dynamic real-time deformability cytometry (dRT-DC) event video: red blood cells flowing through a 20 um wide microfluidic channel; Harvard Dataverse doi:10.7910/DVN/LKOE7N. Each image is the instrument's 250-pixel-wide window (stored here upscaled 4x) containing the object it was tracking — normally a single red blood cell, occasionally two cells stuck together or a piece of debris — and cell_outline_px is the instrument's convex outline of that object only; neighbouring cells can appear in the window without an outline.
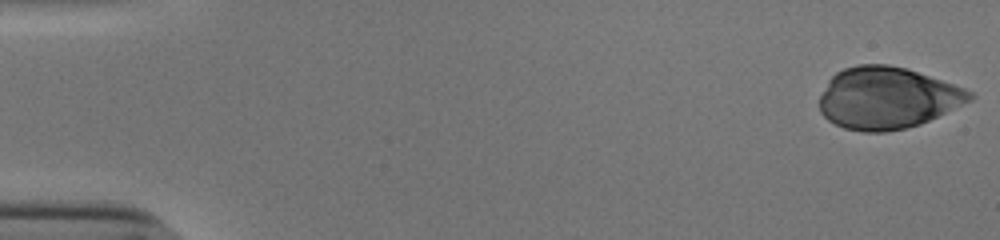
{"species": "human", "species_latin": "Homo sapiens", "temperature_condition": "cold", "stored_images_in_passage": 44, "camera_frame_rate_fps": 3000, "um_per_image_px": 0.085, "donor": {"sex": "male"}, "frame": {"image": 1, "passage_image": 1, "time_ms": 0.0, "image_size_px": [1000, 240], "cell_outline_px": [[976, 96], [972, 100], [920, 124], [888, 132], [864, 132], [844, 128], [828, 120], [820, 112], [820, 96], [828, 80], [836, 72], [844, 68], [856, 64], [888, 64], [904, 68], [964, 88], [972, 92]], "centroid_in_image_um": [75.38, 8.33], "position_along_channel_um": 9.6, "area_um2": 53.81}}
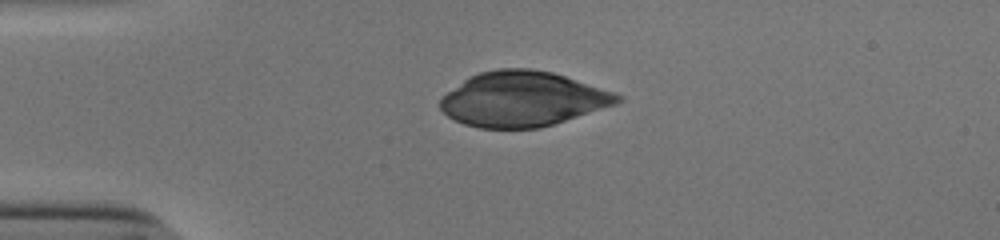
{"frame": {"image": 2, "passage_image": 13, "time_ms": 4.0, "image_size_px": [1000, 240], "cell_outline_px": [[624, 100], [616, 104], [540, 128], [480, 128], [464, 124], [448, 116], [440, 108], [440, 100], [448, 92], [468, 76], [480, 72], [496, 68], [532, 68], [552, 72], [616, 92], [624, 96]], "centroid_in_image_um": [44.45, 8.4], "position_along_channel_um": 40.6, "area_um2": 56.64}}